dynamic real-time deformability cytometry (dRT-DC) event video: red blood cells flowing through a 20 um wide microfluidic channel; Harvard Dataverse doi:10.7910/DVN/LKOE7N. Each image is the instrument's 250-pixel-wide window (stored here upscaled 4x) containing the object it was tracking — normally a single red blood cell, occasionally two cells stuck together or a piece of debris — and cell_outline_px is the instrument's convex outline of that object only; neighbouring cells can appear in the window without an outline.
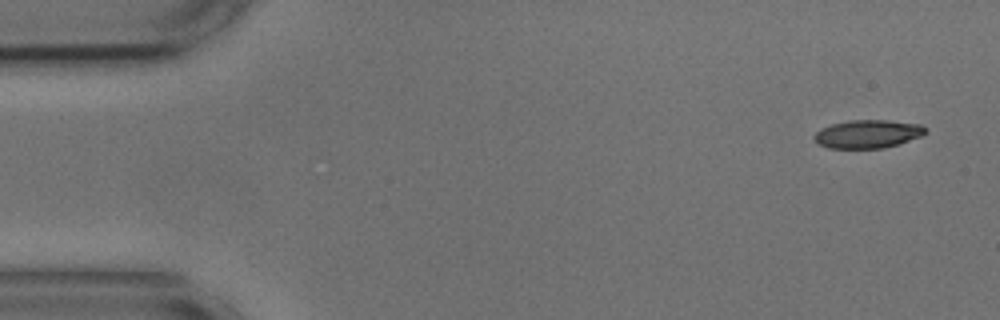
{"species": "common noctule bat (a hibernating species)", "species_latin": "Nyctalus noctula", "temperature_condition": "cold", "stored_images_in_passage": 5, "camera_frame_rate_fps": 3000, "um_per_image_px": 0.085, "animal": {"sex": "male", "body_mass_g": 17.9, "forearm_length_mm": 54.2}, "frame": {"image": 1, "passage_image": 5, "time_ms": 1.333, "image_size_px": [1000, 320], "cell_outline_px": [[928, 132], [920, 136], [900, 144], [884, 148], [828, 148], [820, 144], [812, 136], [820, 128], [832, 124], [848, 120], [888, 120], [920, 124], [928, 128]], "centroid_in_image_um": [73.79, 11.38], "position_along_channel_um": 11.2, "area_um2": 18.44}}